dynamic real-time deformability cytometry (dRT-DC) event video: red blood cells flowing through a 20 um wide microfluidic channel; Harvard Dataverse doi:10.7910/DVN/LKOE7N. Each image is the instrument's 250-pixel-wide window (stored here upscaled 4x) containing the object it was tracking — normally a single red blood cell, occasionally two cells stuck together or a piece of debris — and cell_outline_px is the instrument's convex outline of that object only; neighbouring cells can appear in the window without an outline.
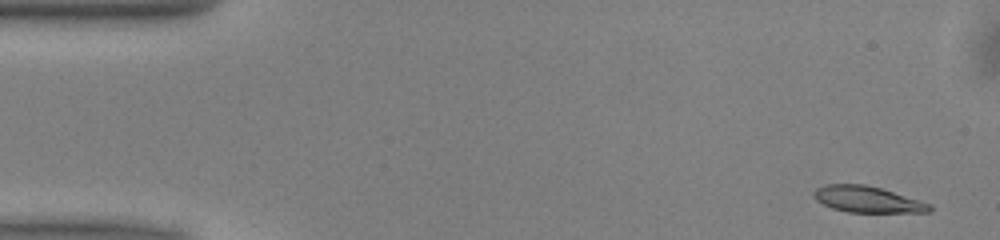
{"species": "common noctule bat (a hibernating species)", "species_latin": "Nyctalus noctula", "temperature_condition": "warm", "stored_images_in_passage": 50, "camera_frame_rate_fps": 3000, "um_per_image_px": 0.085, "animal": {"sex": "male", "body_mass_g": 13.0, "forearm_length_mm": 53.1}, "frame": {"image": 1, "passage_image": 2, "time_ms": 0.333, "image_size_px": [1000, 240], "cell_outline_px": [[932, 212], [848, 212], [832, 208], [816, 200], [812, 196], [812, 192], [816, 188], [824, 184], [864, 184], [880, 188], [932, 204]], "centroid_in_image_um": [73.7, 16.94], "position_along_channel_um": 11.3, "area_um2": 17.69}}
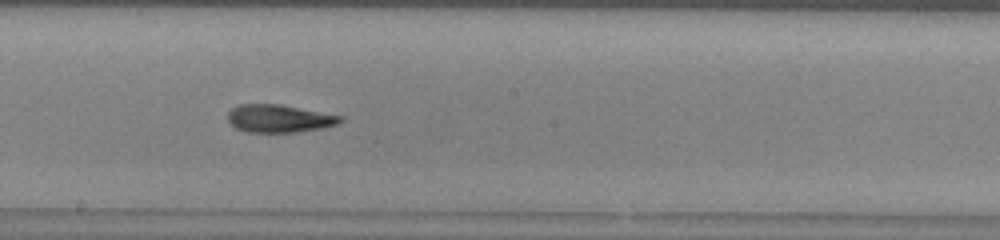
{"frame": {"image": 2, "passage_image": 27, "time_ms": 8.667, "image_size_px": [1000, 240], "cell_outline_px": [[344, 120], [336, 124], [320, 128], [296, 132], [248, 132], [236, 128], [228, 120], [228, 112], [232, 108], [240, 104], [280, 104], [344, 116]], "centroid_in_image_um": [23.73, 10.06], "position_along_channel_um": 224.5, "area_um2": 18.15}}
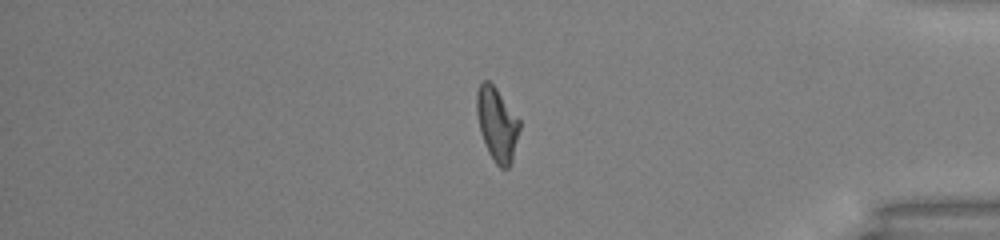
{"frame": {"image": 3, "passage_image": 42, "time_ms": 13.667, "image_size_px": [1000, 240], "cell_outline_px": [[520, 128], [512, 160], [508, 168], [500, 168], [496, 164], [488, 152], [480, 132], [476, 112], [476, 92], [480, 80], [488, 80], [496, 88], [520, 120]], "centroid_in_image_um": [42.22, 10.53], "position_along_channel_um": 393.0, "area_um2": 18.44}, "authors_computed_cell_mechanics": {"area_um2": 18.2937, "velocity_mm_per_s": 4.0055, "shape_relaxation_time_tau1_ms": 5.5988, "shape_relaxation_time_tau2_ms": 3.3273, "deformation_change_tau1": 0.1926, "deformation_change_tau2": 0.1166}}